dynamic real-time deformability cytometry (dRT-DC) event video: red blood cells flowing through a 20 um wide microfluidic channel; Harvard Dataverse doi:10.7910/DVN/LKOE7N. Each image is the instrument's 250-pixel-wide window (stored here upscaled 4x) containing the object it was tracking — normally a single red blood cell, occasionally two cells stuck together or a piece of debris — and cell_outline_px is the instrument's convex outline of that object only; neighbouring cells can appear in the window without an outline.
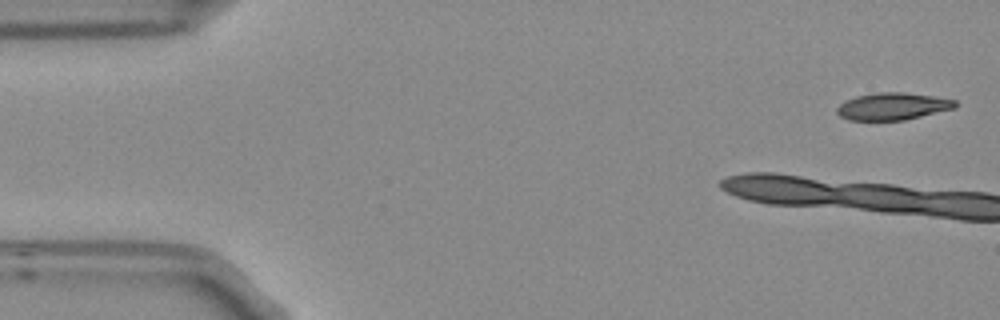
{"species": "Egyptian fruit bat (a non-hibernating species)", "species_latin": "Rousettus aegyptiacus", "temperature_condition": "room temperature", "stored_images_in_passage": 4, "camera_frame_rate_fps": 3000, "um_per_image_px": 0.085, "frame": {"image": 1, "passage_image": 1, "time_ms": 0.0, "image_size_px": [1000, 320], "cell_outline_px": [[956, 108], [904, 120], [848, 120], [840, 116], [836, 112], [836, 108], [840, 104], [856, 96], [876, 92], [904, 92], [932, 96], [956, 100]], "centroid_in_image_um": [75.87, 9.04], "position_along_channel_um": 9.1, "area_um2": 18.67}}